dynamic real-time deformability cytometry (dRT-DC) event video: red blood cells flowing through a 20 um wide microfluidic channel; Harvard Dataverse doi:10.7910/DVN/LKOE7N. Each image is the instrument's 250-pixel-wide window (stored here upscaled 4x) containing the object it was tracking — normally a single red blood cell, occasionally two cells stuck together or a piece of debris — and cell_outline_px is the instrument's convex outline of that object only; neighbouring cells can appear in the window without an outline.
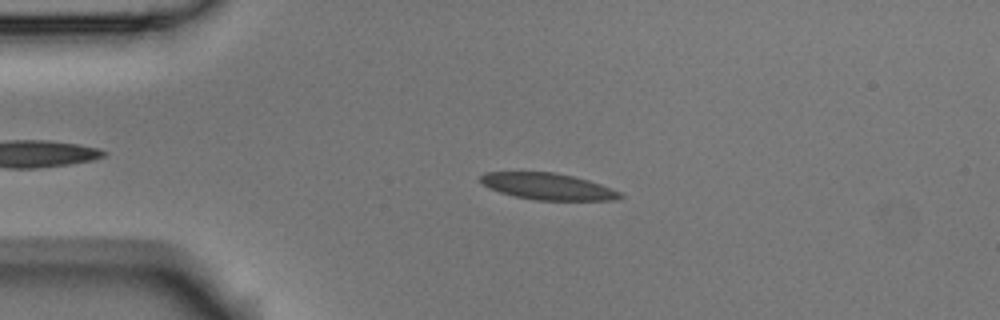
{"species": "Egyptian fruit bat (a non-hibernating species)", "species_latin": "Rousettus aegyptiacus", "temperature_condition": "room temperature", "stored_images_in_passage": 5, "camera_frame_rate_fps": 3000, "um_per_image_px": 0.085, "animal": {"sex": "male"}, "frame": {"image": 1, "passage_image": 4, "time_ms": 1.0, "image_size_px": [1000, 320], "cell_outline_px": [[624, 196], [616, 200], [536, 200], [516, 196], [500, 192], [488, 188], [480, 180], [480, 176], [484, 172], [556, 172], [588, 180], [612, 188], [620, 192]], "centroid_in_image_um": [46.57, 15.84], "position_along_channel_um": 38.4, "area_um2": 21.5}}